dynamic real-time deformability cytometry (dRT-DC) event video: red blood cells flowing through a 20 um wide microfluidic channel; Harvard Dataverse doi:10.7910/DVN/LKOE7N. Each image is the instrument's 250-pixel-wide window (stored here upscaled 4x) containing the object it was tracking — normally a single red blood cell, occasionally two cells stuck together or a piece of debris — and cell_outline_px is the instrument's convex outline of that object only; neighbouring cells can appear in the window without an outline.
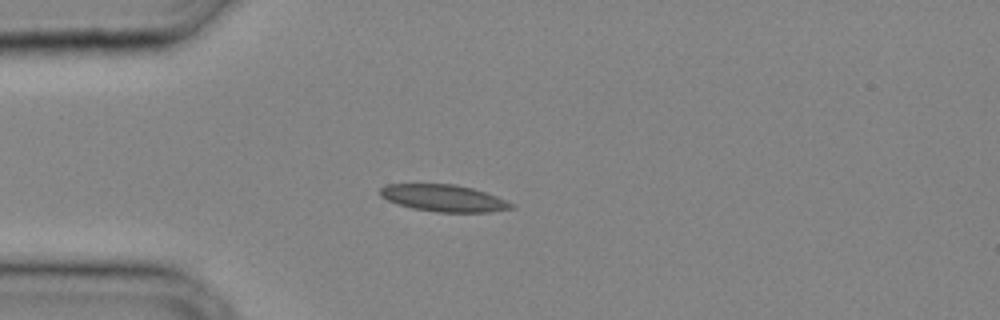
{"species": "common noctule bat (a hibernating species)", "species_latin": "Nyctalus noctula", "temperature_condition": "cold", "stored_images_in_passage": 25, "camera_frame_rate_fps": 3000, "um_per_image_px": 0.085, "animal": {"sex": "male", "body_mass_g": 20.4}, "frame": {"image": 1, "passage_image": 1, "time_ms": 0.0, "image_size_px": [1000, 320], "cell_outline_px": [[516, 208], [488, 212], [436, 212], [412, 208], [388, 200], [380, 196], [380, 188], [388, 184], [456, 184], [472, 188], [496, 196], [516, 204]], "centroid_in_image_um": [37.76, 16.84], "position_along_channel_um": 47.2, "area_um2": 20.52}}
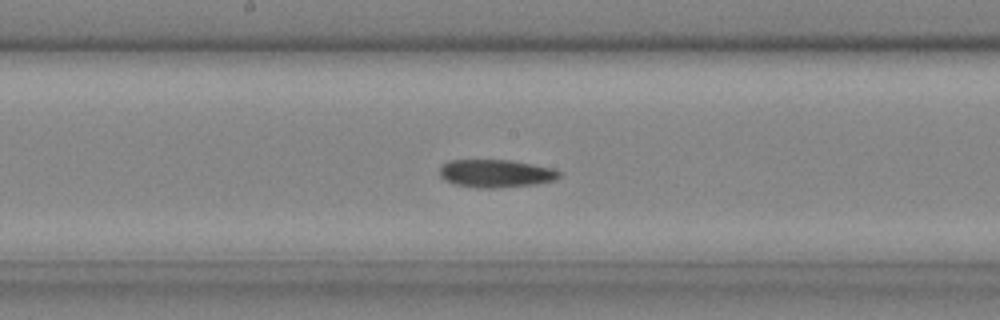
{"frame": {"image": 2, "passage_image": 10, "time_ms": 3.0, "image_size_px": [1000, 320], "cell_outline_px": [[560, 176], [556, 180], [536, 184], [496, 188], [476, 188], [456, 184], [444, 180], [440, 176], [440, 168], [448, 160], [512, 160], [552, 168], [560, 172]], "centroid_in_image_um": [42.15, 14.74], "position_along_channel_um": 206.1, "area_um2": 19.48}}
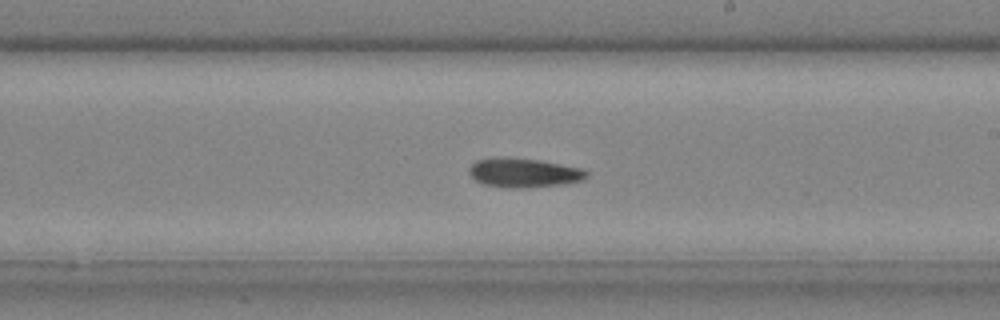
{"frame": {"image": 3, "passage_image": 12, "time_ms": 3.667, "image_size_px": [1000, 320], "cell_outline_px": [[588, 176], [584, 180], [560, 184], [516, 188], [484, 184], [476, 180], [468, 172], [468, 168], [476, 160], [496, 156], [500, 156], [540, 160], [584, 168], [588, 172]], "centroid_in_image_um": [44.53, 14.65], "position_along_channel_um": 244.5, "area_um2": 20.0}}